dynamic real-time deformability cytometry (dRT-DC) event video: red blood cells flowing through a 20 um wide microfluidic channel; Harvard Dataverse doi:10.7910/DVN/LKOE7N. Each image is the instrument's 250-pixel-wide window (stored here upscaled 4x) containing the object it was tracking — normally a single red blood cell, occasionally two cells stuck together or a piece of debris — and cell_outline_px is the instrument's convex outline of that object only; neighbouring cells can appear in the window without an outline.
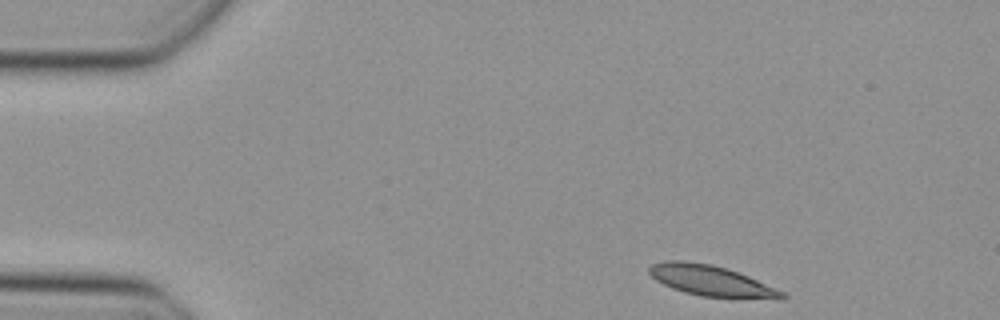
{"species": "Egyptian fruit bat (a non-hibernating species)", "species_latin": "Rousettus aegyptiacus", "temperature_condition": "cold", "stored_images_in_passage": 18, "camera_frame_rate_fps": 3000, "um_per_image_px": 0.085, "animal": {"sex": "female"}, "frame": {"image": 1, "passage_image": 1, "time_ms": 0.0, "image_size_px": [1000, 320], "cell_outline_px": [[788, 296], [780, 300], [700, 296], [684, 292], [672, 288], [656, 280], [648, 272], [648, 268], [652, 264], [668, 260], [684, 260], [712, 264], [748, 276], [784, 292]], "centroid_in_image_um": [60.46, 23.88], "position_along_channel_um": 24.5, "area_um2": 23.76}}
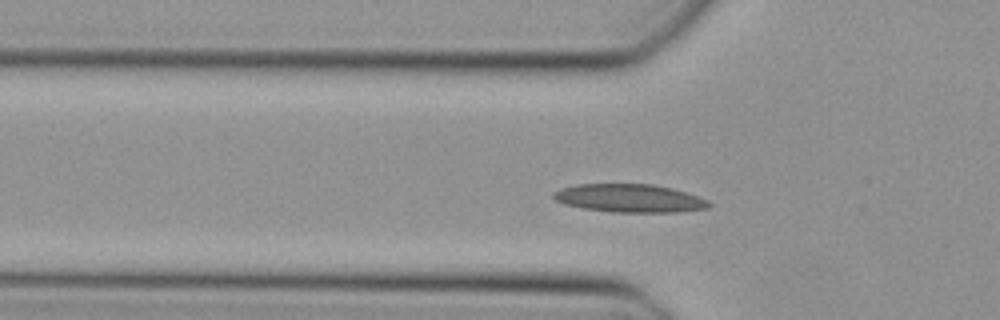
{"frame": {"image": 2, "passage_image": 10, "time_ms": 3.0, "image_size_px": [1000, 320], "cell_outline_px": [[712, 204], [708, 208], [676, 212], [612, 212], [584, 208], [564, 204], [556, 200], [552, 196], [552, 192], [560, 188], [576, 184], [652, 184], [672, 188], [708, 200]], "centroid_in_image_um": [53.48, 16.85], "position_along_channel_um": 72.3, "area_um2": 25.49}}
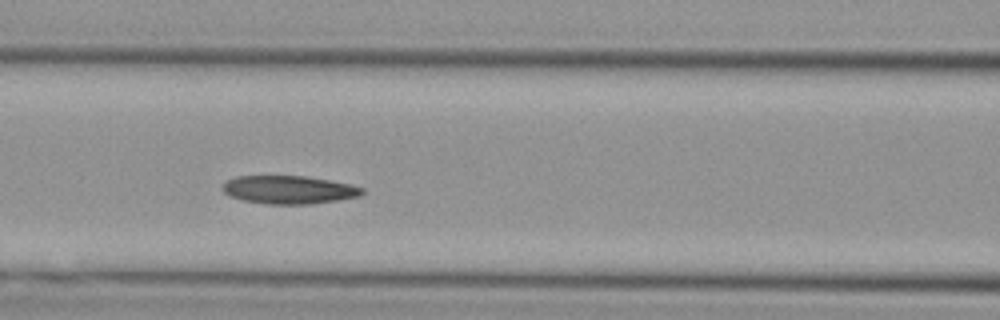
{"frame": {"image": 3, "passage_image": 15, "time_ms": 4.667, "image_size_px": [1000, 320], "cell_outline_px": [[364, 192], [360, 196], [312, 204], [268, 204], [240, 200], [228, 196], [220, 188], [228, 180], [236, 176], [304, 176], [328, 180], [348, 184], [364, 188]], "centroid_in_image_um": [24.51, 16.13], "position_along_channel_um": 142.1, "area_um2": 22.89}}